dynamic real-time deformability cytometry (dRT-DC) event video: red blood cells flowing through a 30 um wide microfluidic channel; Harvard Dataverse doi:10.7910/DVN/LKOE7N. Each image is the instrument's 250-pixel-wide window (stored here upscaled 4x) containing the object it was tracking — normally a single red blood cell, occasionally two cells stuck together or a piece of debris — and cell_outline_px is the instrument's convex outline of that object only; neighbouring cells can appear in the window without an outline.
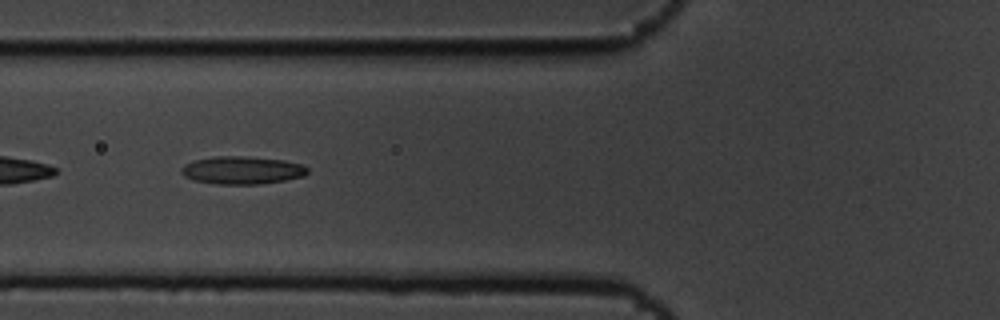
{"species": "common noctule bat (a hibernating species)", "species_latin": "Nyctalus noctula", "temperature_condition": "cold", "stored_images_in_passage": 6, "camera_frame_rate_fps": 3000, "um_per_image_px": 0.085, "animal": {"sex": "male", "body_mass_g": 19.5, "forearm_length_mm": 54.6}, "frame": {"image": 1, "passage_image": 4, "time_ms": 1.0, "image_size_px": [1000, 320], "cell_outline_px": [[308, 172], [304, 176], [284, 180], [260, 184], [216, 184], [192, 180], [184, 176], [180, 172], [180, 168], [184, 164], [192, 160], [212, 156], [244, 156], [284, 160], [304, 164], [308, 168]], "centroid_in_image_um": [20.54, 14.46], "position_along_channel_um": 105.3, "area_um2": 20.75}}
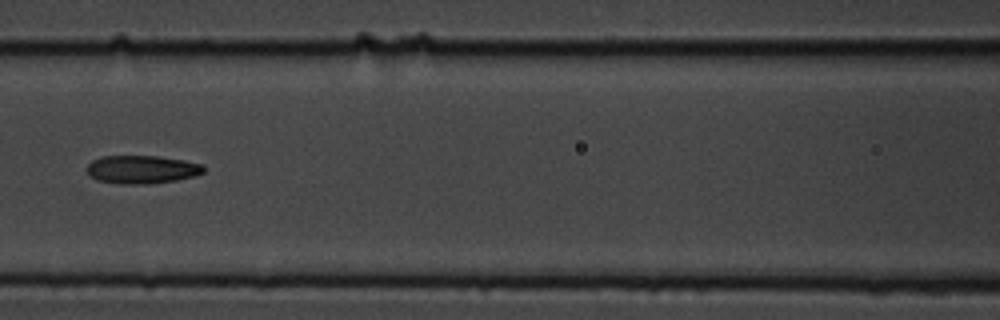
{"frame": {"image": 2, "passage_image": 5, "time_ms": 1.333, "image_size_px": [1000, 320], "cell_outline_px": [[204, 172], [196, 176], [176, 180], [152, 184], [120, 184], [96, 180], [88, 172], [88, 164], [92, 160], [100, 156], [156, 156], [184, 160], [200, 164], [204, 168]], "centroid_in_image_um": [12.06, 14.41], "position_along_channel_um": 154.5, "area_um2": 19.19}}
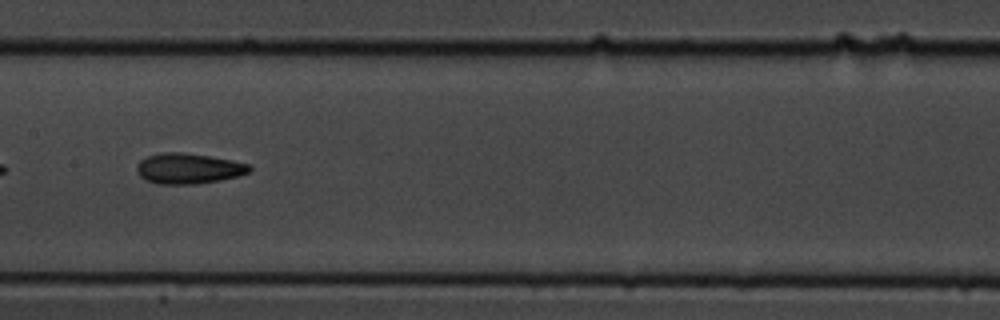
{"frame": {"image": 3, "passage_image": 6, "time_ms": 1.667, "image_size_px": [1000, 320], "cell_outline_px": [[252, 168], [248, 172], [236, 176], [220, 180], [196, 184], [156, 184], [144, 180], [136, 172], [136, 164], [140, 160], [148, 156], [164, 152], [180, 152], [208, 156], [232, 160], [248, 164]], "centroid_in_image_um": [15.96, 14.33], "position_along_channel_um": 191.4, "area_um2": 20.0}}